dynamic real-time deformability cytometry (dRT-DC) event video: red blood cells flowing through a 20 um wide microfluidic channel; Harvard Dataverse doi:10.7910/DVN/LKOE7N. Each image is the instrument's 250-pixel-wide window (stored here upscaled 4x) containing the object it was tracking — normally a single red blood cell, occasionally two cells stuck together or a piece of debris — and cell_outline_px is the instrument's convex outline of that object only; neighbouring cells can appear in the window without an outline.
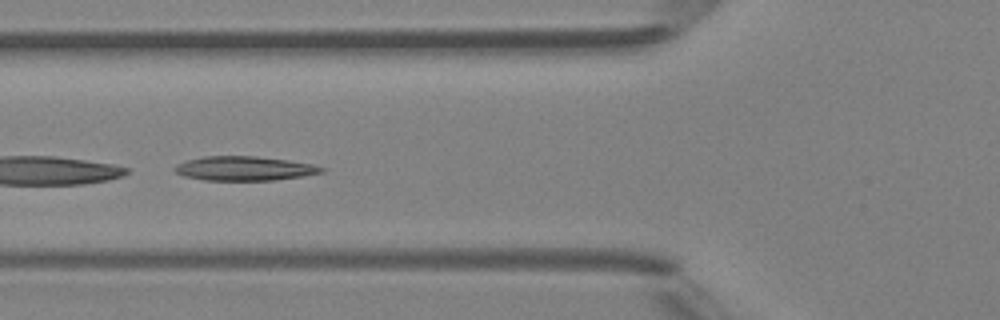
{"species": "Egyptian fruit bat (a non-hibernating species)", "species_latin": "Rousettus aegyptiacus", "temperature_condition": "room temperature", "stored_images_in_passage": 4, "camera_frame_rate_fps": 3000, "um_per_image_px": 0.085, "animal": {"sex": "female"}, "frame": {"image": 1, "passage_image": 4, "time_ms": 3.333, "image_size_px": [1000, 320], "cell_outline_px": [[324, 172], [276, 180], [204, 180], [184, 176], [176, 172], [172, 168], [176, 164], [188, 160], [204, 156], [256, 156], [288, 160], [312, 164], [324, 168]], "centroid_in_image_um": [20.74, 14.31], "position_along_channel_um": 105.1, "area_um2": 20.63}}